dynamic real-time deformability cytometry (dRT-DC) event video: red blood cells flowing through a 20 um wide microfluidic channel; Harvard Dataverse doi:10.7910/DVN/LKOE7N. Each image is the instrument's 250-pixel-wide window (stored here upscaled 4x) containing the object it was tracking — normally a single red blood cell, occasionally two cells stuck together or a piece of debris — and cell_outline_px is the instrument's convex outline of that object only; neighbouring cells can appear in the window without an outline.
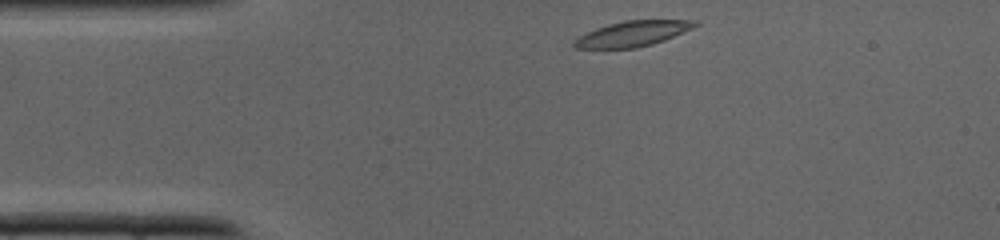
{"species": "common noctule bat (a hibernating species)", "species_latin": "Nyctalus noctula", "temperature_condition": "cold", "stored_images_in_passage": 31, "camera_frame_rate_fps": 3000, "um_per_image_px": 0.085, "animal": {"sex": "male", "body_mass_g": 19.0, "forearm_length_mm": 50.8}, "frame": {"image": 1, "passage_image": 1, "time_ms": 0.0, "image_size_px": [1000, 240], "cell_outline_px": [[700, 24], [692, 28], [664, 40], [652, 44], [636, 48], [576, 48], [572, 44], [572, 40], [596, 28], [608, 24], [624, 20], [696, 20]], "centroid_in_image_um": [53.76, 2.86], "position_along_channel_um": 31.2, "area_um2": 17.74}}
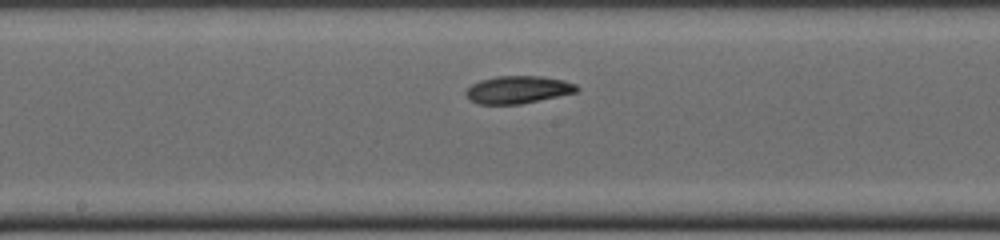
{"frame": {"image": 2, "passage_image": 13, "time_ms": 4.0, "image_size_px": [1000, 240], "cell_outline_px": [[580, 88], [576, 92], [520, 104], [480, 104], [472, 100], [464, 92], [472, 84], [480, 80], [496, 76], [540, 76], [564, 80], [576, 84]], "centroid_in_image_um": [44.04, 7.61], "position_along_channel_um": 204.2, "area_um2": 17.63}}
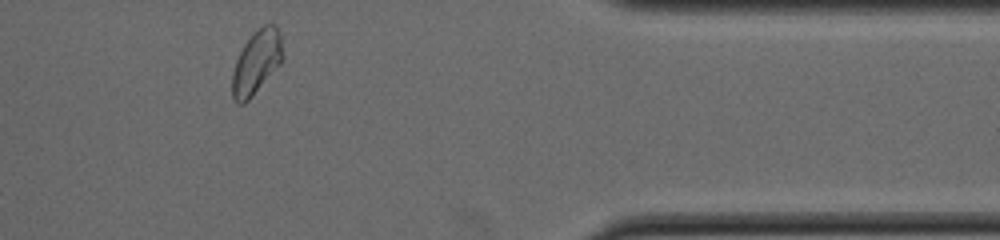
{"frame": {"image": 3, "passage_image": 25, "time_ms": 8.0, "image_size_px": [1000, 240], "cell_outline_px": [[284, 56], [280, 64], [252, 96], [244, 104], [236, 104], [232, 96], [232, 72], [236, 60], [244, 44], [252, 32], [264, 24], [276, 24], [280, 36]], "centroid_in_image_um": [21.79, 5.28], "position_along_channel_um": 389.6, "area_um2": 18.79}}